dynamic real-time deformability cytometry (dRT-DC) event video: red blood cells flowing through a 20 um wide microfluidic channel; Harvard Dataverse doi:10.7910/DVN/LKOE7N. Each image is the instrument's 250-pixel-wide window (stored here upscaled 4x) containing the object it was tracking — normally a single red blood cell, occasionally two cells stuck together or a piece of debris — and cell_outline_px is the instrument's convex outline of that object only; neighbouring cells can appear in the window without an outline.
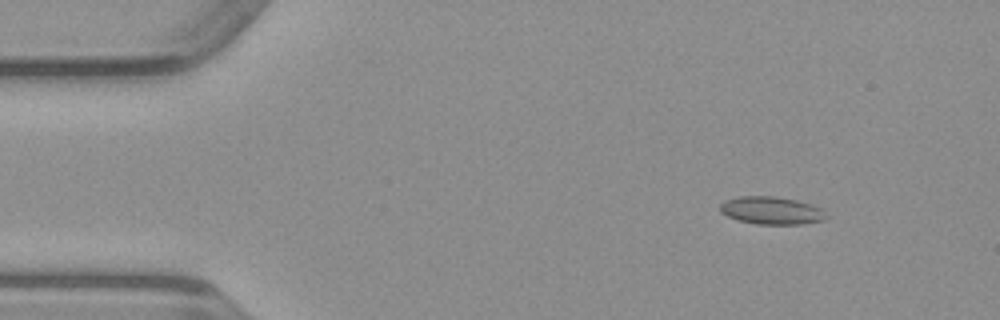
{"species": "common noctule bat (a hibernating species)", "species_latin": "Nyctalus noctula", "temperature_condition": "warm", "stored_images_in_passage": 44, "camera_frame_rate_fps": 3000, "um_per_image_px": 0.085, "animal": {"sex": "male", "body_mass_g": 23.1, "forearm_length_mm": 52.7}, "frame": {"image": 1, "passage_image": 1, "time_ms": 0.0, "image_size_px": [1000, 320], "cell_outline_px": [[824, 220], [800, 224], [756, 224], [740, 220], [728, 216], [720, 212], [720, 204], [724, 200], [740, 196], [776, 196], [796, 200], [812, 204], [820, 208]], "centroid_in_image_um": [65.51, 17.88], "position_along_channel_um": 19.5, "area_um2": 16.88}}
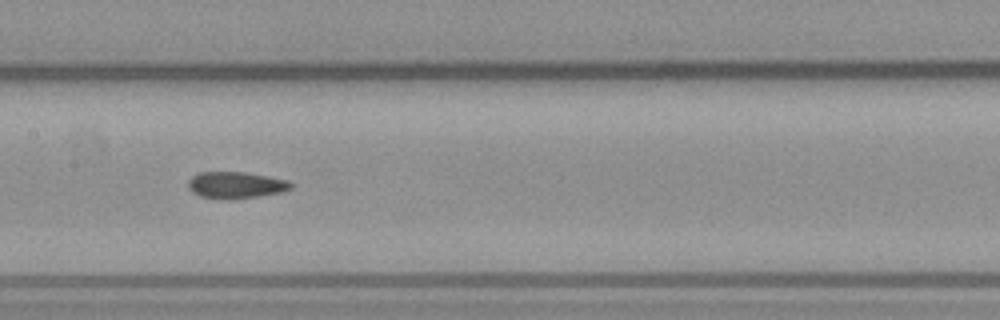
{"frame": {"image": 2, "passage_image": 19, "time_ms": 6.0, "image_size_px": [1000, 320], "cell_outline_px": [[292, 188], [280, 192], [256, 196], [228, 200], [200, 196], [192, 192], [188, 188], [188, 180], [192, 176], [200, 172], [244, 172], [268, 176], [288, 180], [292, 184]], "centroid_in_image_um": [20.01, 15.72], "position_along_channel_um": 187.4, "area_um2": 15.9}}
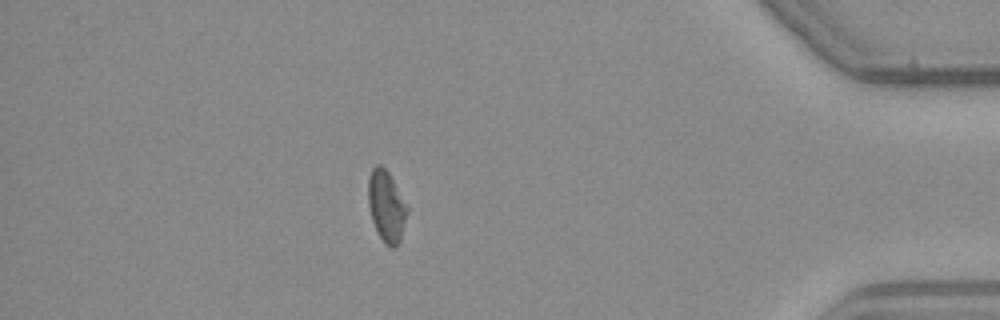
{"frame": {"image": 3, "passage_image": 38, "time_ms": 12.333, "image_size_px": [1000, 320], "cell_outline_px": [[408, 208], [400, 244], [396, 248], [392, 248], [384, 244], [372, 220], [368, 204], [368, 176], [372, 168], [376, 164], [380, 164], [388, 172], [408, 204]], "centroid_in_image_um": [32.86, 17.54], "position_along_channel_um": 402.3, "area_um2": 16.42}}